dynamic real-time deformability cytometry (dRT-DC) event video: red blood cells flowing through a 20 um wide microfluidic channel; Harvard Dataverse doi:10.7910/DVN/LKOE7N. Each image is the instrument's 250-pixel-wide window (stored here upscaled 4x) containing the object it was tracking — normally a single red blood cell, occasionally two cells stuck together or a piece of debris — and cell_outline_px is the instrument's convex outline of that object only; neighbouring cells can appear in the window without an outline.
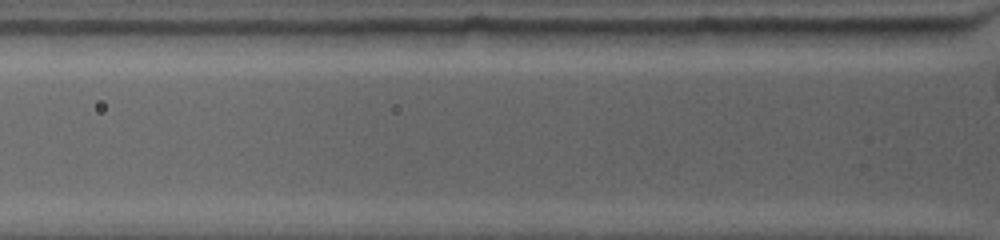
{"species": "common noctule bat (a hibernating species)", "species_latin": "Nyctalus noctula", "temperature_condition": "warm", "stored_images_in_passage": 2, "segment_of_instrument_passage": [2, 2], "camera_frame_rate_fps": 4500, "um_per_image_px": 0.085, "animal": {"sex": "female", "body_mass_g": 19.0, "forearm_length_mm": 53.3}, "frame": {"image": 1, "passage_image": 2, "time_ms": 0.444, "image_size_px": [1000, 240], "cell_outline_px": [[964, 36], [928, 44], [804, 44], [796, 28], [964, 28]], "centroid_in_image_um": [74.62, 3.03], "position_along_channel_um": 51.2, "area_um2": 17.92}}